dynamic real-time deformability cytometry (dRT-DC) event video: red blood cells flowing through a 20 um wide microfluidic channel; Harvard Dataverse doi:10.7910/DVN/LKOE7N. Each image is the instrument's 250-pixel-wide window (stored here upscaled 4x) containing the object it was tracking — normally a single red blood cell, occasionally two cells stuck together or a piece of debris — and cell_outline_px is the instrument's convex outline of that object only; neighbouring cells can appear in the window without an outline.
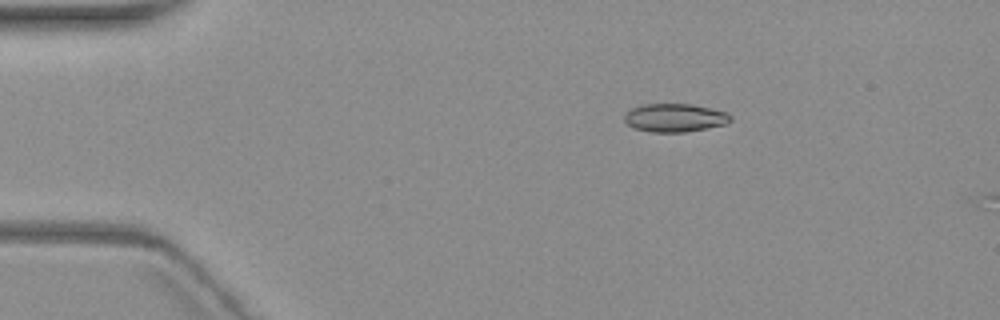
{"species": "common noctule bat (a hibernating species)", "species_latin": "Nyctalus noctula", "temperature_condition": "warm", "stored_images_in_passage": 3, "segment_of_instrument_passage": [1, 2], "camera_frame_rate_fps": 3000, "um_per_image_px": 0.085, "animal": {"sex": "female", "body_mass_g": 19.3, "forearm_length_mm": 54.1}, "frame": {"image": 1, "passage_image": 1, "time_ms": 0.0, "image_size_px": [1000, 320], "cell_outline_px": [[732, 120], [724, 124], [684, 132], [652, 132], [636, 128], [628, 124], [624, 120], [624, 116], [632, 108], [640, 104], [692, 104], [712, 108], [728, 112], [732, 116]], "centroid_in_image_um": [57.38, 9.99], "position_along_channel_um": 27.6, "area_um2": 17.4}}